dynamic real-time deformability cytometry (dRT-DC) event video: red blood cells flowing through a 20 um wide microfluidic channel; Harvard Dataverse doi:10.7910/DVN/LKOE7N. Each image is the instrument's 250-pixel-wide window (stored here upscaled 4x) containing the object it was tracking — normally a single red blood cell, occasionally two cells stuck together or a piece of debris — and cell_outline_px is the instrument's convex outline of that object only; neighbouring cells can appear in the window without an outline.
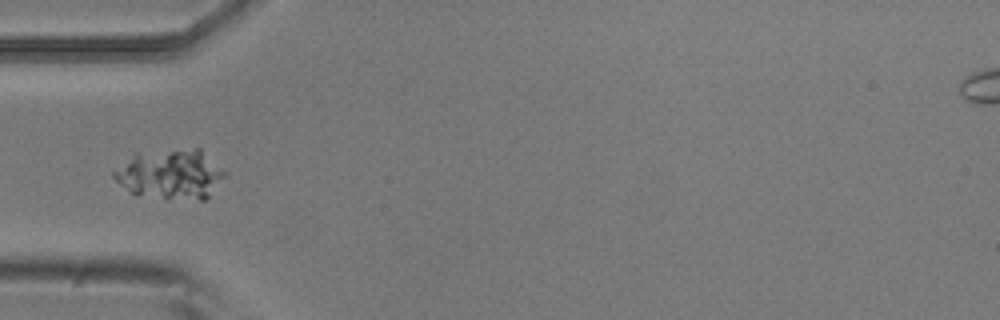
{"species": "common noctule bat (a hibernating species)", "species_latin": "Nyctalus noctula", "temperature_condition": "room temperature", "stored_images_in_passage": 10, "camera_frame_rate_fps": 3000, "um_per_image_px": 0.085, "animal": {"sex": "male", "body_mass_g": 20.5, "forearm_length_mm": 52.5}, "frame": {"image": 1, "passage_image": 4, "time_ms": 1.0, "image_size_px": [1000, 320], "cell_outline_px": [[228, 172], [208, 196], [204, 200], [164, 200], [136, 196], [120, 184], [112, 176], [112, 172], [136, 152], [196, 148], [200, 148]], "centroid_in_image_um": [14.49, 14.83], "position_along_channel_um": 70.5, "area_um2": 32.77}}
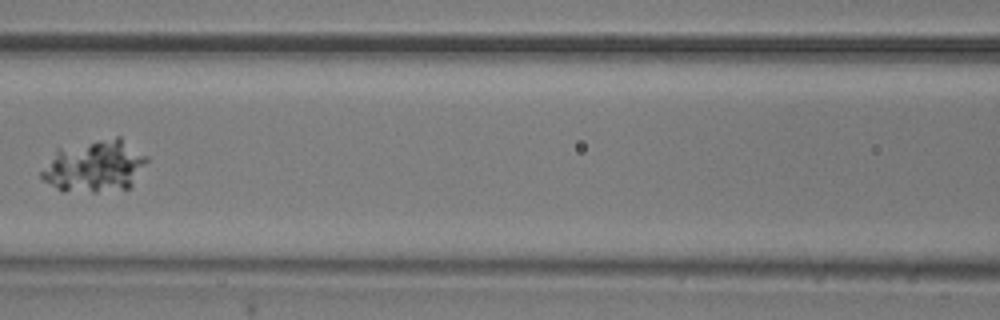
{"frame": {"image": 2, "passage_image": 6, "time_ms": 1.667, "image_size_px": [1000, 320], "cell_outline_px": [[148, 160], [132, 184], [128, 188], [96, 192], [64, 192], [44, 180], [40, 176], [40, 172], [56, 148], [116, 136], [120, 136], [148, 156]], "centroid_in_image_um": [8.04, 14.11], "position_along_channel_um": 158.6, "area_um2": 32.08}}
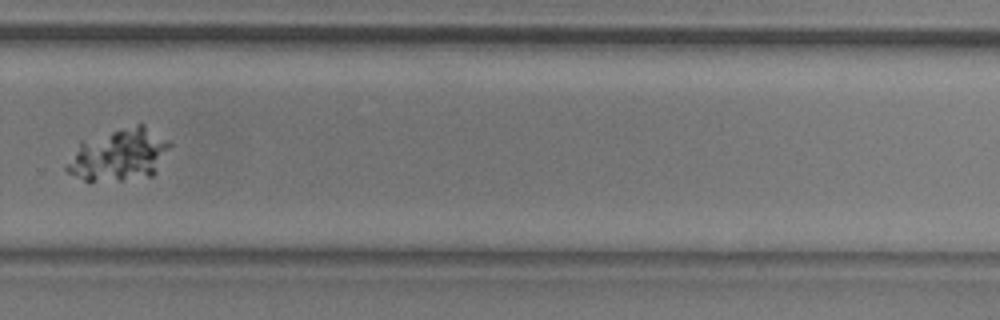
{"frame": {"image": 3, "passage_image": 10, "time_ms": 3.0, "image_size_px": [1000, 320], "cell_outline_px": [[172, 144], [156, 172], [152, 176], [120, 180], [84, 180], [68, 172], [64, 168], [64, 164], [80, 140], [120, 128], [136, 124], [144, 124], [168, 140]], "centroid_in_image_um": [10.1, 13.14], "position_along_channel_um": 319.7, "area_um2": 31.5}}